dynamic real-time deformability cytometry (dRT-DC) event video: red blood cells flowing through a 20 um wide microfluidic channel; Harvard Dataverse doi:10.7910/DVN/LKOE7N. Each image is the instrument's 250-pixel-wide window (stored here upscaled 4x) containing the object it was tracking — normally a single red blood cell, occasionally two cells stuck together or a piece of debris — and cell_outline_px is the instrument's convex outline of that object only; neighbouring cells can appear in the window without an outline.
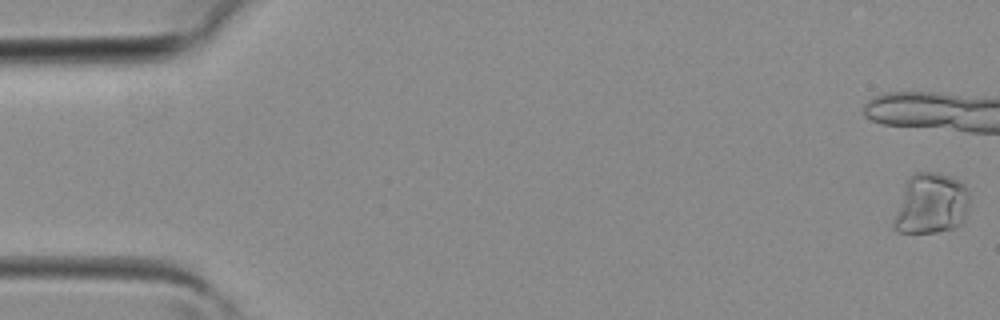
{"species": "common noctule bat (a hibernating species)", "species_latin": "Nyctalus noctula", "temperature_condition": "room temperature", "stored_images_in_passage": 33, "camera_frame_rate_fps": 3000, "um_per_image_px": 0.085, "animal": {"sex": "female", "body_mass_g": 19.3, "forearm_length_mm": 54.1}, "frame": {"image": 1, "passage_image": 1, "time_ms": 0.0, "image_size_px": [1000, 320], "cell_outline_px": [[968, 204], [964, 216], [960, 224], [956, 228], [936, 232], [896, 232], [892, 228], [892, 220], [904, 184], [916, 172], [936, 172], [952, 176], [960, 180], [968, 188]], "centroid_in_image_um": [79.11, 17.31], "position_along_channel_um": 5.9, "area_um2": 27.05}}